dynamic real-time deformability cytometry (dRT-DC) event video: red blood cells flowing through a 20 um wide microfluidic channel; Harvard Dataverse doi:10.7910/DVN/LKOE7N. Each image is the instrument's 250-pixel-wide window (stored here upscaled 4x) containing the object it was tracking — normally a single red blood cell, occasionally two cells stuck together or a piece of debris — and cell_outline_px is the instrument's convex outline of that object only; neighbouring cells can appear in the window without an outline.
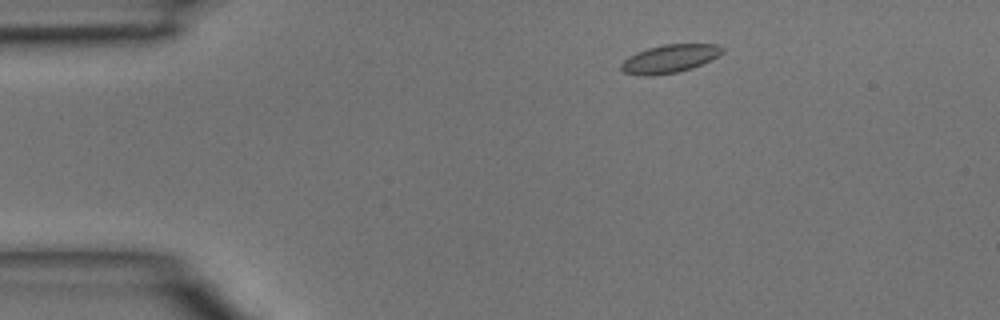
{"species": "common noctule bat (a hibernating species)", "species_latin": "Nyctalus noctula", "temperature_condition": "room temperature", "stored_images_in_passage": 3, "camera_frame_rate_fps": 3000, "um_per_image_px": 0.085, "animal": {"sex": "male", "body_mass_g": 15.6}, "frame": {"image": 1, "passage_image": 1, "time_ms": 0.0, "image_size_px": [1000, 320], "cell_outline_px": [[724, 52], [692, 68], [676, 72], [652, 76], [644, 76], [624, 72], [620, 68], [620, 64], [628, 56], [636, 52], [648, 48], [664, 44], [716, 44], [724, 48]], "centroid_in_image_um": [56.88, 4.99], "position_along_channel_um": 28.1, "area_um2": 16.47}}
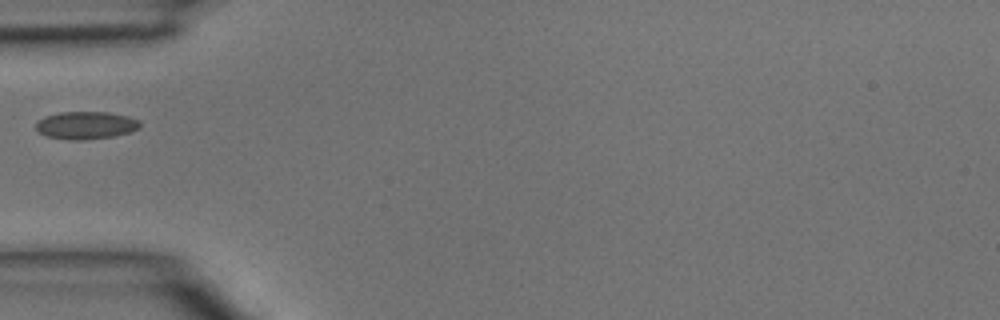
{"frame": {"image": 2, "passage_image": 3, "time_ms": 0.667, "image_size_px": [1000, 320], "cell_outline_px": [[140, 128], [128, 132], [112, 136], [84, 140], [68, 140], [48, 136], [40, 132], [36, 128], [36, 124], [44, 116], [60, 112], [108, 112], [128, 116], [140, 120]], "centroid_in_image_um": [7.32, 10.64], "position_along_channel_um": 77.7, "area_um2": 16.65}}